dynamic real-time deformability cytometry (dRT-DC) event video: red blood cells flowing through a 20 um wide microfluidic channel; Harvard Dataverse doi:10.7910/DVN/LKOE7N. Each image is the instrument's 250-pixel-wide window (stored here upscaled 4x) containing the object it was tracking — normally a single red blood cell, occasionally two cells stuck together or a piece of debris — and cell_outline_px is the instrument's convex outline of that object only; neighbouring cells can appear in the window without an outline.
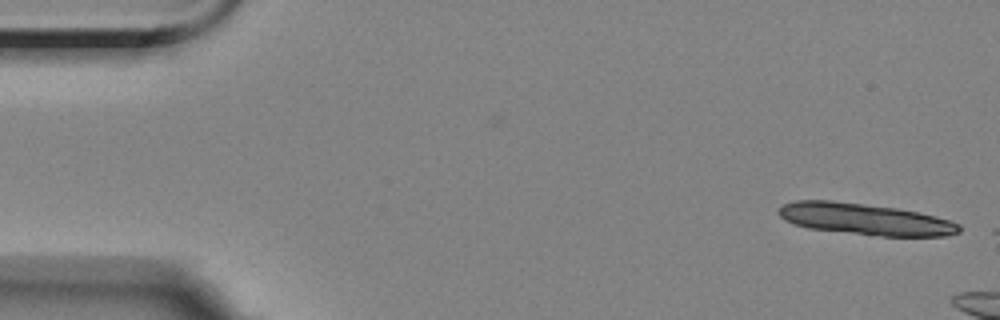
{"species": "Egyptian fruit bat (a non-hibernating species)", "species_latin": "Rousettus aegyptiacus", "temperature_condition": "room temperature", "stored_images_in_passage": 3, "camera_frame_rate_fps": 3000, "um_per_image_px": 0.085, "animal": {"sex": "female"}, "frame": {"image": 1, "passage_image": 1, "time_ms": 0.0, "image_size_px": [1000, 320], "cell_outline_px": [[960, 232], [948, 236], [880, 236], [808, 228], [784, 220], [776, 212], [784, 204], [796, 200], [832, 200], [896, 208], [936, 216], [960, 224]], "centroid_in_image_um": [73.53, 18.63], "position_along_channel_um": 11.5, "area_um2": 32.95}}